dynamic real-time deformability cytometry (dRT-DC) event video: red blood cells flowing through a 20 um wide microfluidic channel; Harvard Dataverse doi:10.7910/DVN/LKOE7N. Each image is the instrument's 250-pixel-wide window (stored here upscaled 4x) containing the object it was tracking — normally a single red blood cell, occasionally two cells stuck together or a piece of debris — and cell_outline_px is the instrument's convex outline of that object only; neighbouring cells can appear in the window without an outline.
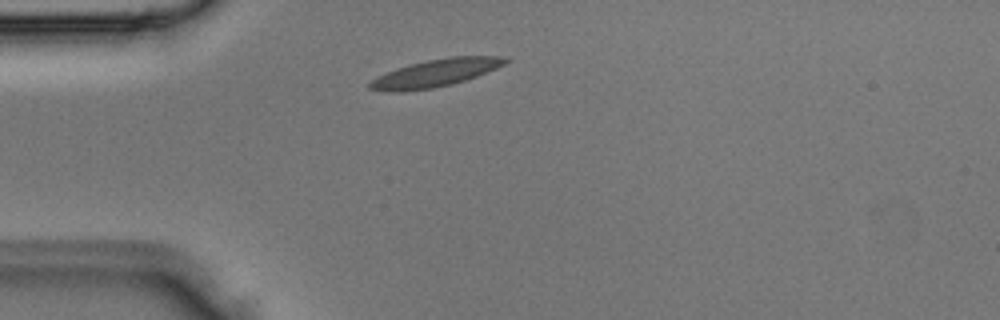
{"species": "Egyptian fruit bat (a non-hibernating species)", "species_latin": "Rousettus aegyptiacus", "temperature_condition": "room temperature", "stored_images_in_passage": 1, "camera_frame_rate_fps": 3000, "um_per_image_px": 0.085, "animal": {"sex": "male"}, "frame": {"image": 1, "passage_image": 1, "time_ms": 0.0, "image_size_px": [1000, 320], "cell_outline_px": [[508, 60], [504, 64], [496, 68], [476, 76], [464, 80], [432, 88], [396, 92], [392, 92], [368, 88], [368, 84], [376, 76], [396, 68], [428, 60], [452, 56], [500, 56]], "centroid_in_image_um": [36.97, 6.2], "position_along_channel_um": 48.0, "area_um2": 21.21}}